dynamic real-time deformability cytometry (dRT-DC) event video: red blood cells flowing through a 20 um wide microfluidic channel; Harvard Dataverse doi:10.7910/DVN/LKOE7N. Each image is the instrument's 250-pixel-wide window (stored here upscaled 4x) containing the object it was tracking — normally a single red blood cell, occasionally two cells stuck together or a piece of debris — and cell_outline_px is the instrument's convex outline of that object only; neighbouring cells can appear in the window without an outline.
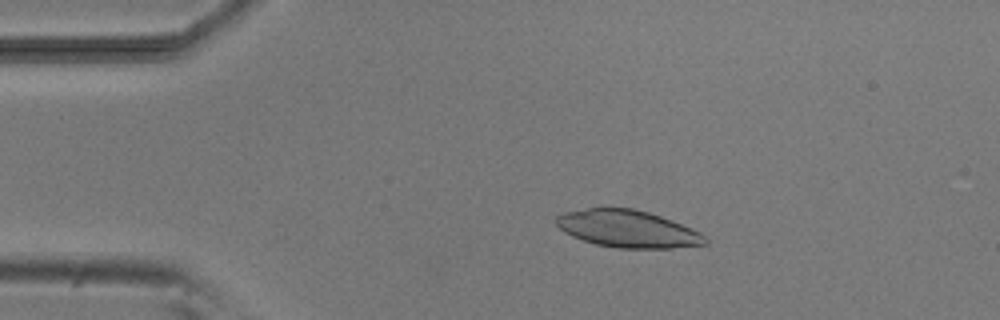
{"species": "common noctule bat (a hibernating species)", "species_latin": "Nyctalus noctula", "temperature_condition": "room temperature", "stored_images_in_passage": 5, "camera_frame_rate_fps": 3000, "um_per_image_px": 0.085, "animal": {"sex": "male", "body_mass_g": 20.5, "forearm_length_mm": 52.5}, "frame": {"image": 1, "passage_image": 1, "time_ms": 0.0, "image_size_px": [1000, 320], "cell_outline_px": [[708, 244], [672, 248], [616, 248], [596, 244], [572, 236], [564, 232], [556, 224], [556, 216], [564, 212], [588, 208], [632, 208], [648, 212], [672, 220], [692, 228], [700, 232], [708, 240]], "centroid_in_image_um": [53.37, 19.45], "position_along_channel_um": 31.6, "area_um2": 32.25}}
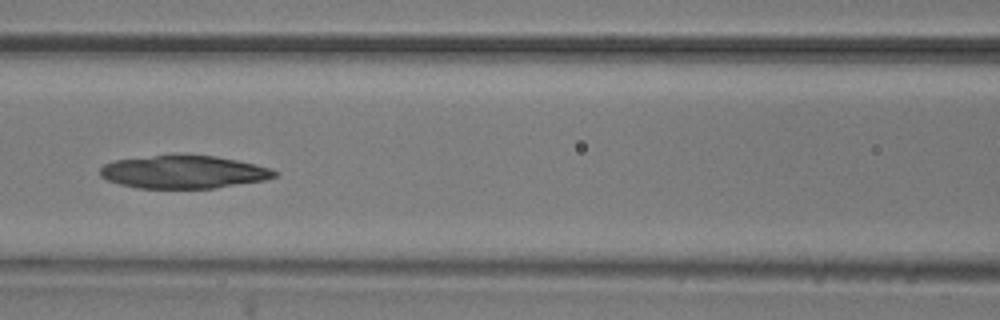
{"frame": {"image": 2, "passage_image": 5, "time_ms": 4.333, "image_size_px": [1000, 320], "cell_outline_px": [[280, 172], [276, 176], [264, 180], [216, 188], [140, 188], [120, 184], [108, 180], [100, 176], [100, 168], [104, 164], [116, 160], [152, 156], [216, 156], [256, 164], [272, 168]], "centroid_in_image_um": [15.65, 14.63], "position_along_channel_um": 151.0, "area_um2": 33.12}}